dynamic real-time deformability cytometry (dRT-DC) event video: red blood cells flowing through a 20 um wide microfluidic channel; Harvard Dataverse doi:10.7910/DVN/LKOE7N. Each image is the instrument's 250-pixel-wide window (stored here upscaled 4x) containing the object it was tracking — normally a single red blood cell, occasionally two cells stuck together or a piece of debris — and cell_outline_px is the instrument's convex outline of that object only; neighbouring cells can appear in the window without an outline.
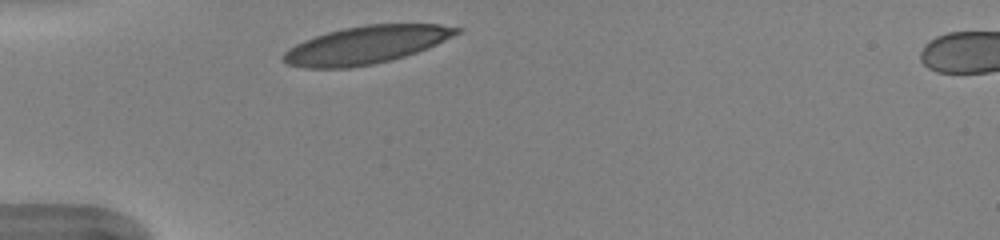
{"species": "human", "species_latin": "Homo sapiens", "temperature_condition": "warm", "stored_images_in_passage": 30, "camera_frame_rate_fps": 3000, "um_per_image_px": 0.085, "donor": {"sex": "female"}, "frame": {"image": 1, "passage_image": 2, "time_ms": 0.333, "image_size_px": [1000, 240], "cell_outline_px": [[464, 28], [460, 32], [428, 48], [392, 60], [372, 64], [348, 68], [304, 68], [288, 64], [280, 60], [280, 56], [288, 48], [304, 40], [328, 32], [344, 28], [368, 24], [440, 24]], "centroid_in_image_um": [31.09, 3.82], "position_along_channel_um": 53.9, "area_um2": 38.09}}
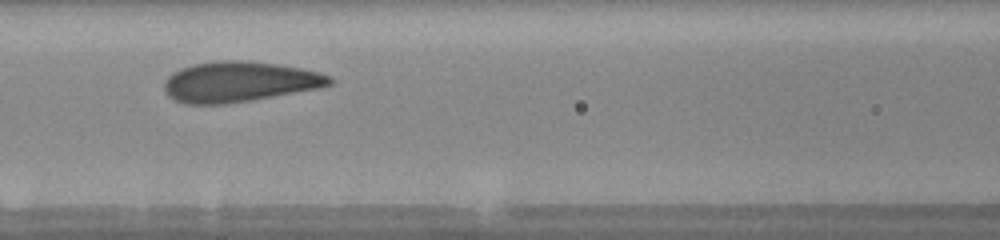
{"frame": {"image": 2, "passage_image": 10, "time_ms": 3.0, "image_size_px": [1000, 240], "cell_outline_px": [[332, 84], [316, 88], [252, 100], [224, 104], [184, 104], [168, 96], [164, 88], [164, 80], [168, 76], [180, 68], [192, 64], [220, 60], [244, 60], [276, 64], [300, 68], [320, 72], [328, 76], [332, 80]], "centroid_in_image_um": [20.28, 6.94], "position_along_channel_um": 146.3, "area_um2": 38.73}}
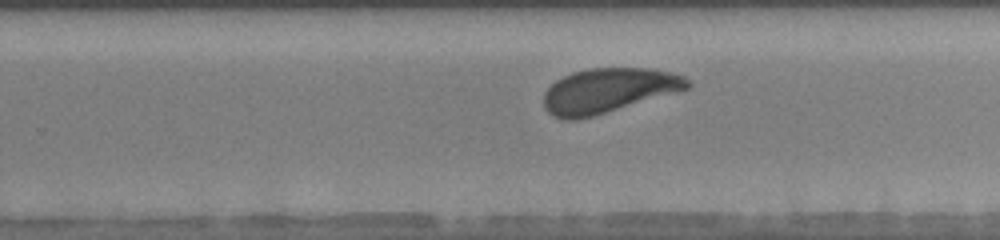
{"frame": {"image": 3, "passage_image": 20, "time_ms": 6.333, "image_size_px": [1000, 240], "cell_outline_px": [[692, 88], [592, 116], [576, 120], [564, 120], [552, 116], [544, 108], [544, 92], [556, 80], [572, 72], [592, 68], [652, 68], [684, 76], [692, 84]], "centroid_in_image_um": [51.71, 7.7], "position_along_channel_um": 278.1, "area_um2": 37.34}, "authors_computed_cell_mechanics": {"area_um2": 38.2058, "velocity_mm_per_s": 3.9649, "shape_relaxation_time_tau1_ms": 2.3117, "shape_relaxation_time_tau2_ms": 0.9893, "deformation_change_tau1": 0.1238, "deformation_change_tau2": 0.0638}}